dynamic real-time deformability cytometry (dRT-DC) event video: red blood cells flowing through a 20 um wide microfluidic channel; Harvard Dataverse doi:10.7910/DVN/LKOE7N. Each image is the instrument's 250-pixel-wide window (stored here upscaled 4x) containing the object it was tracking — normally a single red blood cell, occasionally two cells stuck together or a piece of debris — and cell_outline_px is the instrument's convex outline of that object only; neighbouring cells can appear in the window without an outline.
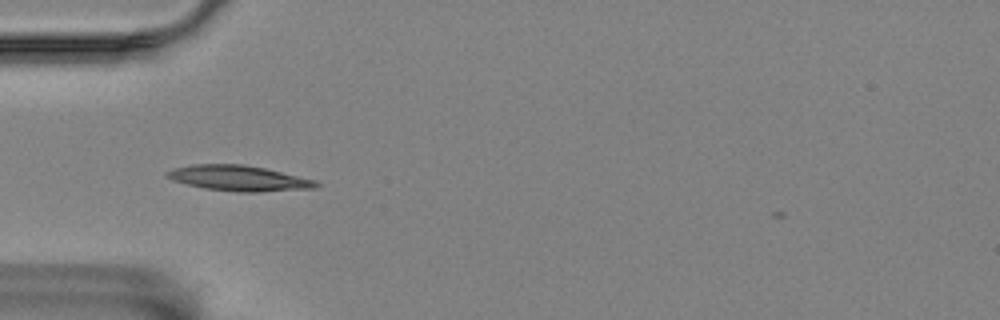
{"species": "Egyptian fruit bat (a non-hibernating species)", "species_latin": "Rousettus aegyptiacus", "temperature_condition": "room temperature", "stored_images_in_passage": 41, "camera_frame_rate_fps": 3000, "um_per_image_px": 0.085, "animal": {"sex": "female"}, "frame": {"image": 1, "passage_image": 1, "time_ms": 0.0, "image_size_px": [1000, 320], "cell_outline_px": [[320, 184], [316, 188], [260, 192], [236, 192], [204, 188], [172, 180], [164, 176], [164, 172], [172, 168], [192, 164], [244, 164], [264, 168], [316, 180]], "centroid_in_image_um": [20.26, 15.14], "position_along_channel_um": 64.7, "area_um2": 22.25}}
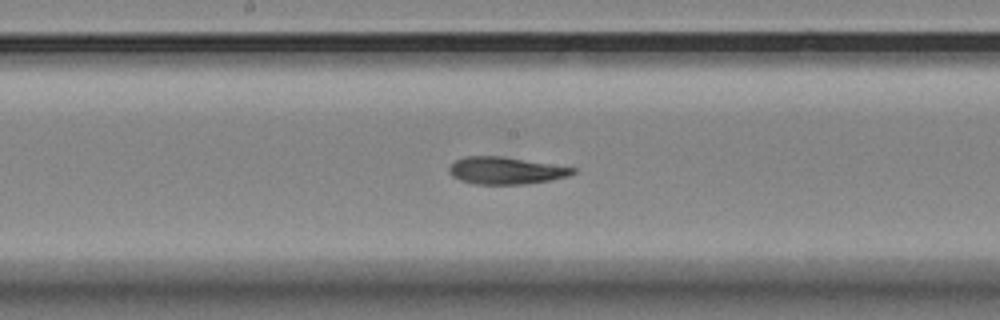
{"frame": {"image": 2, "passage_image": 13, "time_ms": 4.0, "image_size_px": [1000, 320], "cell_outline_px": [[576, 172], [568, 176], [552, 180], [528, 184], [472, 184], [460, 180], [452, 176], [448, 172], [448, 164], [464, 156], [504, 156], [576, 168]], "centroid_in_image_um": [42.96, 14.5], "position_along_channel_um": 205.2, "area_um2": 19.88}}
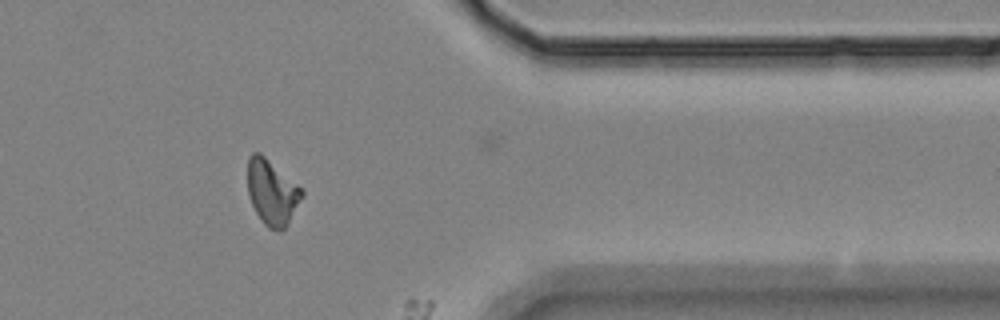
{"frame": {"image": 3, "passage_image": 30, "time_ms": 9.667, "image_size_px": [1000, 320], "cell_outline_px": [[304, 196], [284, 228], [280, 232], [268, 228], [264, 224], [256, 212], [252, 204], [248, 192], [248, 156], [252, 152], [260, 152], [296, 184], [304, 192]], "centroid_in_image_um": [23.1, 16.34], "position_along_channel_um": 388.3, "area_um2": 20.29}}